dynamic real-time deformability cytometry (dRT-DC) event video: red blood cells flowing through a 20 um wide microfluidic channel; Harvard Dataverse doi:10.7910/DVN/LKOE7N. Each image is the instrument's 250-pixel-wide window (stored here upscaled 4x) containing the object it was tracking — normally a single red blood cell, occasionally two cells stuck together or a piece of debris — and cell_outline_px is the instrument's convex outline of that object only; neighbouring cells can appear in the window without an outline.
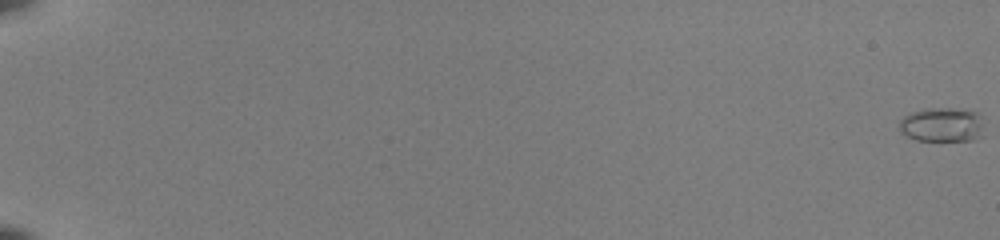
{"species": "common noctule bat (a hibernating species)", "species_latin": "Nyctalus noctula", "temperature_condition": "room temperature", "stored_images_in_passage": 55, "camera_frame_rate_fps": 3000, "um_per_image_px": 0.085, "animal": {"sex": "female", "body_mass_g": 22.0, "forearm_length_mm": 56.7}, "frame": {"image": 1, "passage_image": 1, "time_ms": 0.0, "image_size_px": [1000, 240], "cell_outline_px": [[984, 136], [976, 140], [916, 140], [900, 132], [900, 120], [904, 116], [912, 112], [932, 108], [952, 108], [976, 112], [980, 116], [984, 124]], "centroid_in_image_um": [80.14, 10.61], "position_along_channel_um": 4.9, "area_um2": 17.05}}
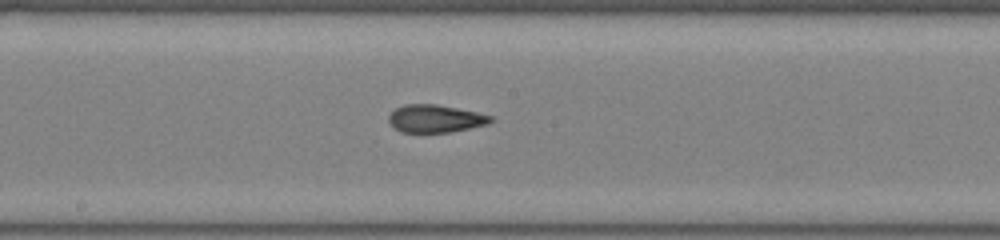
{"frame": {"image": 2, "passage_image": 34, "time_ms": 11.0, "image_size_px": [1000, 240], "cell_outline_px": [[496, 120], [488, 124], [448, 132], [400, 132], [392, 128], [388, 120], [388, 116], [396, 108], [404, 104], [436, 104], [476, 112], [492, 116]], "centroid_in_image_um": [36.98, 10.08], "position_along_channel_um": 211.2, "area_um2": 16.47}}
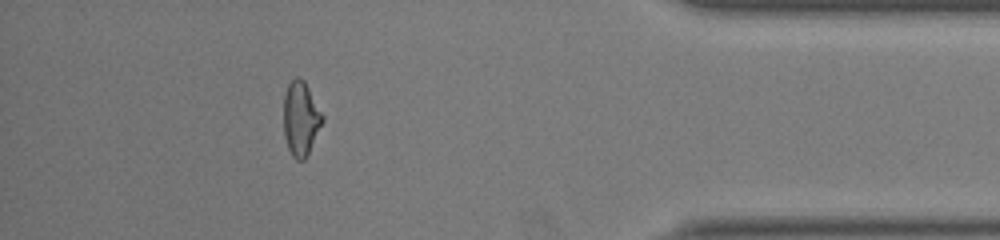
{"frame": {"image": 3, "passage_image": 51, "time_ms": 16.667, "image_size_px": [1000, 240], "cell_outline_px": [[324, 120], [304, 160], [296, 160], [292, 156], [288, 148], [284, 136], [284, 96], [288, 84], [296, 76], [300, 76], [304, 80], [324, 116]], "centroid_in_image_um": [25.56, 10.06], "position_along_channel_um": 409.6, "area_um2": 16.7}, "authors_computed_cell_mechanics": {"area_um2": 16.7042, "velocity_mm_per_s": 4.0282, "shape_relaxation_time_tau1_ms": null, "shape_relaxation_time_tau2_ms": 1.4581, "deformation_change_tau1": null, "deformation_change_tau2": 0.0754}}